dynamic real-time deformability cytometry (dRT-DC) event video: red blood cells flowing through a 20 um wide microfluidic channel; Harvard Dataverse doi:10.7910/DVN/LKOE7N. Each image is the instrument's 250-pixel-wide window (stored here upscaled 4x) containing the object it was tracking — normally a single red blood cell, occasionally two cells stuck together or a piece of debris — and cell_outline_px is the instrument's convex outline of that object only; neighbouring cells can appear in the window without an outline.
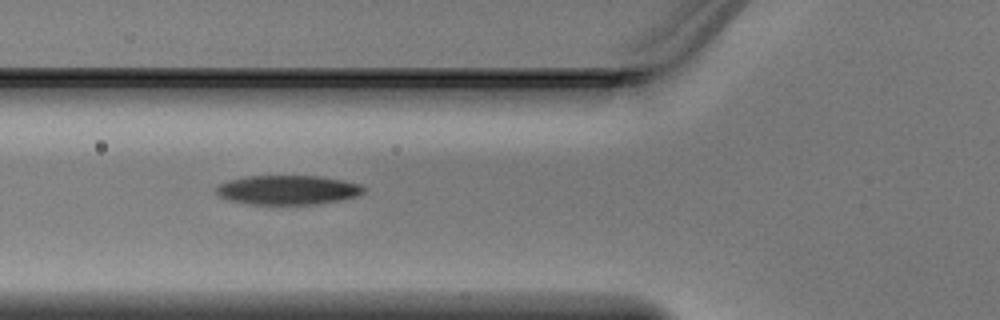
{"species": "Egyptian fruit bat (a non-hibernating species)", "species_latin": "Rousettus aegyptiacus", "temperature_condition": "warm", "stored_images_in_passage": 5, "camera_frame_rate_fps": 3000, "um_per_image_px": 0.085, "animal": {"sex": "male"}, "frame": {"image": 1, "passage_image": 4, "time_ms": 1.0, "image_size_px": [1000, 320], "cell_outline_px": [[364, 192], [356, 196], [340, 200], [320, 204], [248, 204], [228, 200], [220, 196], [216, 192], [216, 188], [220, 184], [228, 180], [248, 176], [316, 176], [344, 180], [360, 184], [364, 188]], "centroid_in_image_um": [24.46, 16.15], "position_along_channel_um": 101.3, "area_um2": 25.14}}
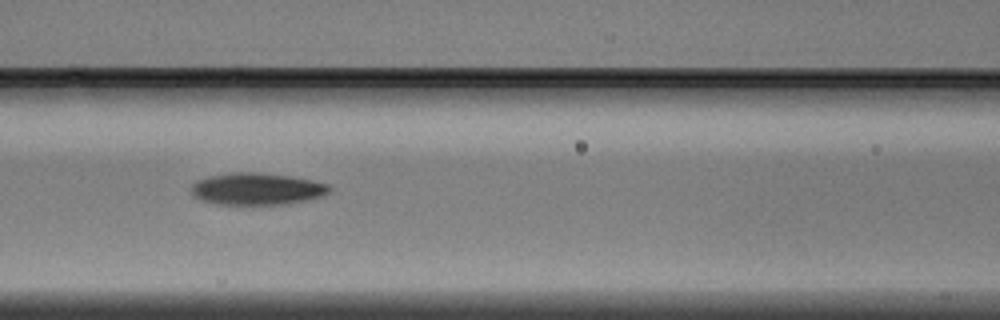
{"frame": {"image": 2, "passage_image": 5, "time_ms": 1.333, "image_size_px": [1000, 320], "cell_outline_px": [[332, 188], [328, 192], [320, 196], [308, 200], [284, 204], [220, 204], [200, 200], [192, 196], [192, 184], [196, 180], [208, 176], [232, 172], [256, 172], [288, 176], [312, 180], [328, 184]], "centroid_in_image_um": [21.8, 16.05], "position_along_channel_um": 144.8, "area_um2": 25.66}}